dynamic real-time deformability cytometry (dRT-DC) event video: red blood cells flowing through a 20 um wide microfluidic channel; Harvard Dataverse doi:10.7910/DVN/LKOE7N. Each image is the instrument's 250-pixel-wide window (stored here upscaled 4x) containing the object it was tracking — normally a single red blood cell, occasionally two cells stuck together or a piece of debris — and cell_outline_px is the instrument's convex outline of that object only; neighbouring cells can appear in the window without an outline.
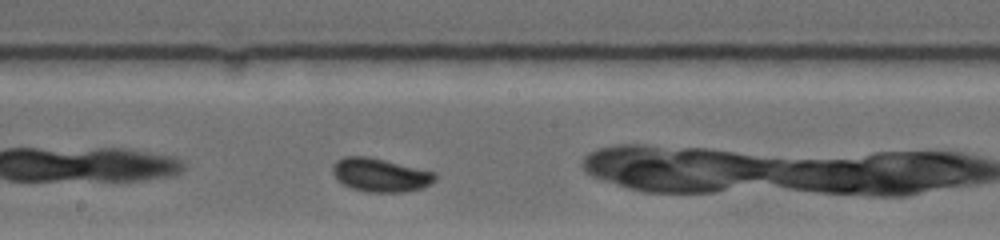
{"species": "common noctule bat (a hibernating species)", "species_latin": "Nyctalus noctula", "temperature_condition": "warm", "stored_images_in_passage": 7, "camera_frame_rate_fps": 4500, "um_per_image_px": 0.085, "animal": {"sex": "female", "body_mass_g": 19.0, "forearm_length_mm": 53.3}, "frame": {"image": 1, "passage_image": 6, "time_ms": 4.222, "image_size_px": [1000, 240], "cell_outline_px": [[436, 180], [424, 188], [404, 192], [368, 192], [352, 188], [336, 180], [332, 172], [332, 164], [336, 160], [344, 156], [368, 156], [436, 172]], "centroid_in_image_um": [32.32, 14.87], "position_along_channel_um": 215.9, "area_um2": 20.23}}